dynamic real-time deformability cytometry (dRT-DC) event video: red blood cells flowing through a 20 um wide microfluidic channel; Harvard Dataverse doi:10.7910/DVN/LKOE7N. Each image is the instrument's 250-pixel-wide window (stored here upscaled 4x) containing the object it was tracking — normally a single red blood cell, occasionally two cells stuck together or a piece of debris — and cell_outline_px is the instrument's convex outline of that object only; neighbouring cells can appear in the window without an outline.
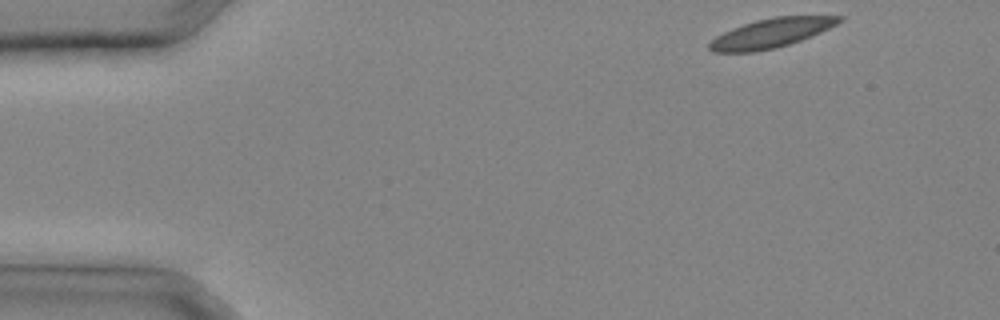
{"species": "common noctule bat (a hibernating species)", "species_latin": "Nyctalus noctula", "temperature_condition": "cold", "stored_images_in_passage": 26, "camera_frame_rate_fps": 3000, "um_per_image_px": 0.085, "animal": {"sex": "male", "body_mass_g": 20.4}, "frame": {"image": 1, "passage_image": 1, "time_ms": 0.0, "image_size_px": [1000, 320], "cell_outline_px": [[844, 20], [812, 36], [776, 48], [756, 52], [712, 52], [708, 48], [708, 44], [716, 36], [732, 28], [756, 20], [772, 16], [844, 16]], "centroid_in_image_um": [65.53, 2.81], "position_along_channel_um": 19.5, "area_um2": 22.02}}
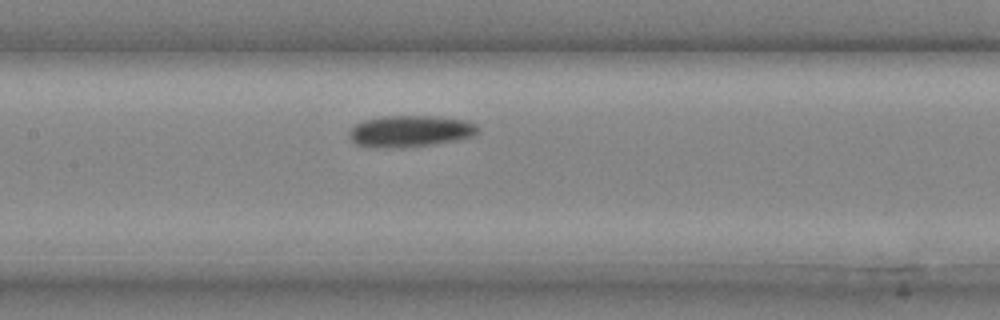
{"frame": {"image": 2, "passage_image": 13, "time_ms": 4.0, "image_size_px": [1000, 320], "cell_outline_px": [[480, 132], [472, 136], [460, 140], [436, 144], [404, 148], [368, 148], [356, 144], [348, 136], [348, 132], [356, 124], [364, 120], [380, 116], [436, 116], [468, 120], [476, 124], [480, 128]], "centroid_in_image_um": [34.89, 11.16], "position_along_channel_um": 172.5, "area_um2": 24.33}}
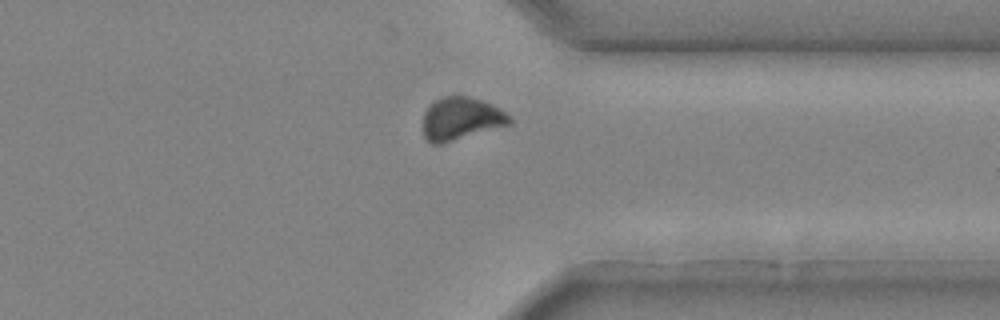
{"frame": {"image": 3, "passage_image": 23, "time_ms": 7.333, "image_size_px": [1000, 320], "cell_outline_px": [[512, 124], [440, 144], [432, 144], [424, 136], [424, 112], [436, 100], [444, 96], [468, 96], [484, 100], [500, 108], [512, 116]], "centroid_in_image_um": [39.24, 10.08], "position_along_channel_um": 372.2, "area_um2": 21.56}}